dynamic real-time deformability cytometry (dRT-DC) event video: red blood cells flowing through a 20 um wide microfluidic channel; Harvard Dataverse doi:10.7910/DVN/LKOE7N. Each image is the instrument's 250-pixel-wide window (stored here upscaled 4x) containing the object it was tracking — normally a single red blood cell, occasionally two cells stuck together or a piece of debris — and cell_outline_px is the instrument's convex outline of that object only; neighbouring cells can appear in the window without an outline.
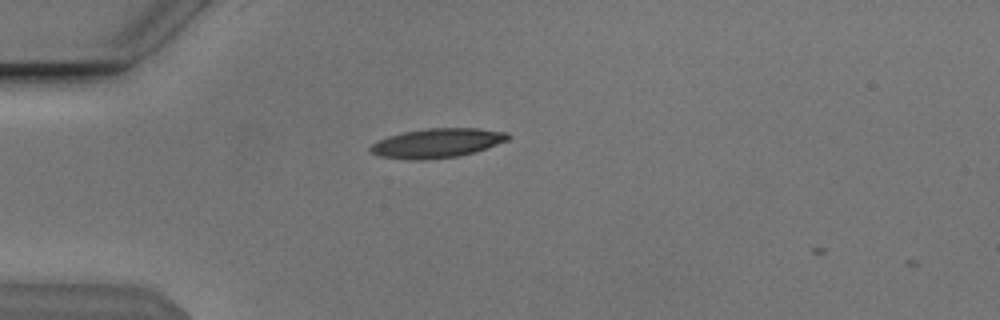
{"species": "Egyptian fruit bat (a non-hibernating species)", "species_latin": "Rousettus aegyptiacus", "temperature_condition": "cold", "stored_images_in_passage": 4, "camera_frame_rate_fps": 3000, "um_per_image_px": 0.085, "animal": {"sex": "male"}, "frame": {"image": 1, "passage_image": 3, "time_ms": 0.667, "image_size_px": [1000, 320], "cell_outline_px": [[512, 136], [508, 140], [488, 148], [476, 152], [456, 156], [424, 160], [416, 160], [380, 156], [372, 152], [368, 148], [376, 140], [388, 136], [404, 132], [428, 128], [480, 128], [508, 132]], "centroid_in_image_um": [37.19, 12.15], "position_along_channel_um": 47.8, "area_um2": 23.58}}